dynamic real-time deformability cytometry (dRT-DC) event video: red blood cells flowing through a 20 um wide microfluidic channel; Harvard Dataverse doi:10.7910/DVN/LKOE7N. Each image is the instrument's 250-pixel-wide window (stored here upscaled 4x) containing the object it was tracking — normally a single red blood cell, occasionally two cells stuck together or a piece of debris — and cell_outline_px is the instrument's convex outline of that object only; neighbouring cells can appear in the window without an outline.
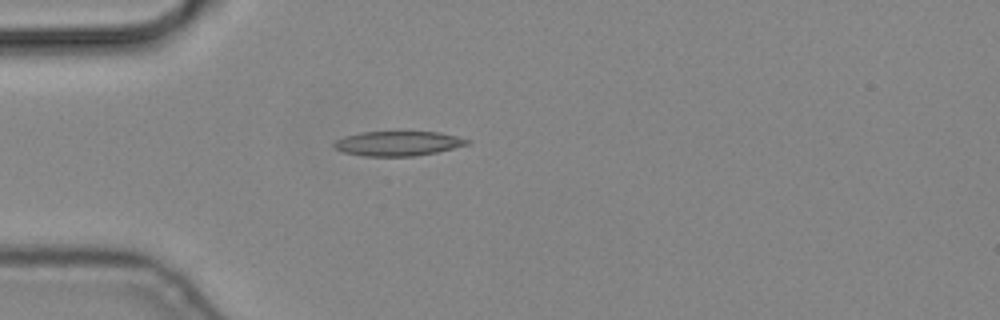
{"species": "common noctule bat (a hibernating species)", "species_latin": "Nyctalus noctula", "temperature_condition": "cold", "stored_images_in_passage": 5, "camera_frame_rate_fps": 3000, "um_per_image_px": 0.085, "animal": {"sex": "male", "body_mass_g": 19.2, "forearm_length_mm": 51.8}, "frame": {"image": 1, "passage_image": 4, "time_ms": 1.0, "image_size_px": [1000, 320], "cell_outline_px": [[472, 140], [468, 144], [436, 152], [416, 156], [364, 156], [344, 152], [336, 148], [332, 144], [336, 140], [344, 136], [360, 132], [440, 132]], "centroid_in_image_um": [33.82, 12.19], "position_along_channel_um": 51.2, "area_um2": 19.02}}